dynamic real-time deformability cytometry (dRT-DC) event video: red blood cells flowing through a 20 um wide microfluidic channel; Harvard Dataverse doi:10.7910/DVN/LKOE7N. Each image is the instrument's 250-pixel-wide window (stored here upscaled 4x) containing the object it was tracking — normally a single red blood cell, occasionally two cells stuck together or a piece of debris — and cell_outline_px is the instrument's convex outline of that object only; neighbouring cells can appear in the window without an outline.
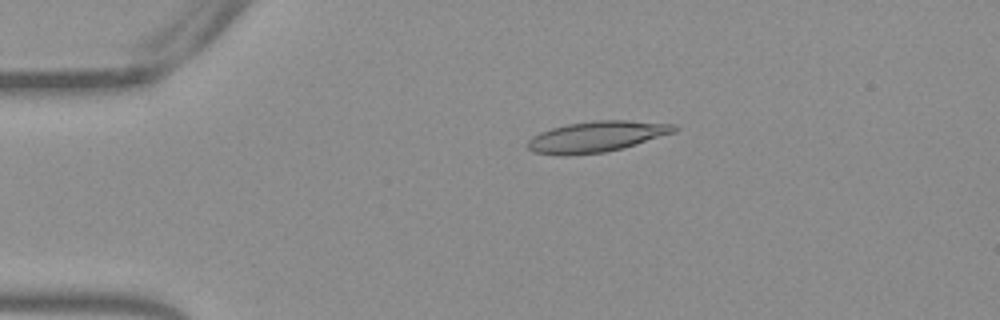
{"species": "Egyptian fruit bat (a non-hibernating species)", "species_latin": "Rousettus aegyptiacus", "temperature_condition": "warm", "stored_images_in_passage": 53, "camera_frame_rate_fps": 3000, "um_per_image_px": 0.085, "frame": {"image": 1, "passage_image": 11, "time_ms": 3.333, "image_size_px": [1000, 320], "cell_outline_px": [[680, 128], [676, 132], [624, 148], [604, 152], [568, 156], [556, 156], [532, 152], [528, 148], [528, 140], [532, 136], [540, 132], [552, 128], [568, 124], [592, 120], [628, 120], [676, 124]], "centroid_in_image_um": [50.73, 11.62], "position_along_channel_um": 34.3, "area_um2": 26.76}}
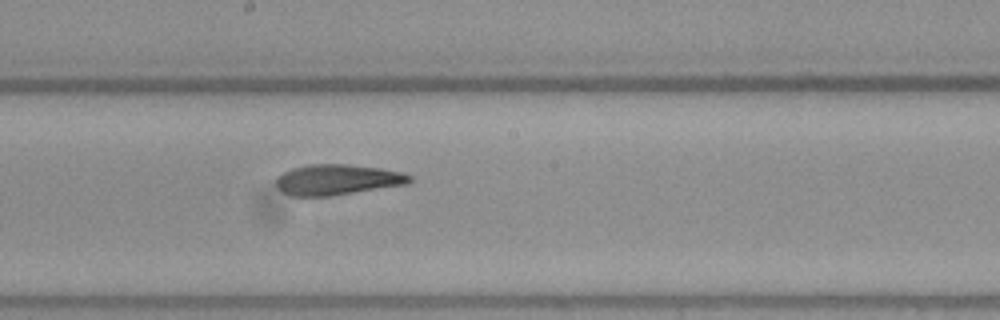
{"frame": {"image": 2, "passage_image": 29, "time_ms": 9.333, "image_size_px": [1000, 320], "cell_outline_px": [[412, 180], [408, 184], [332, 196], [292, 196], [284, 192], [276, 184], [276, 176], [292, 168], [308, 164], [348, 164], [380, 168], [400, 172], [412, 176]], "centroid_in_image_um": [28.68, 15.27], "position_along_channel_um": 219.5, "area_um2": 23.81}}
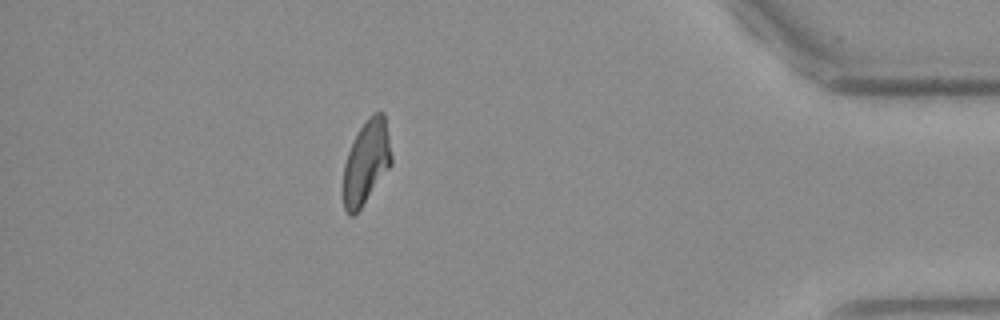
{"frame": {"image": 3, "passage_image": 47, "time_ms": 15.333, "image_size_px": [1000, 320], "cell_outline_px": [[392, 164], [360, 208], [352, 216], [348, 216], [344, 208], [344, 164], [348, 152], [360, 128], [368, 116], [372, 112], [384, 112], [392, 156]], "centroid_in_image_um": [31.15, 13.76], "position_along_channel_um": 404.1, "area_um2": 23.12}, "authors_computed_cell_mechanics": {"area_um2": 24.6228, "velocity_mm_per_s": 3.8249, "shape_relaxation_time_tau1_ms": null, "shape_relaxation_time_tau2_ms": 3.4558, "deformation_change_tau1": null, "deformation_change_tau2": 0.1277}}